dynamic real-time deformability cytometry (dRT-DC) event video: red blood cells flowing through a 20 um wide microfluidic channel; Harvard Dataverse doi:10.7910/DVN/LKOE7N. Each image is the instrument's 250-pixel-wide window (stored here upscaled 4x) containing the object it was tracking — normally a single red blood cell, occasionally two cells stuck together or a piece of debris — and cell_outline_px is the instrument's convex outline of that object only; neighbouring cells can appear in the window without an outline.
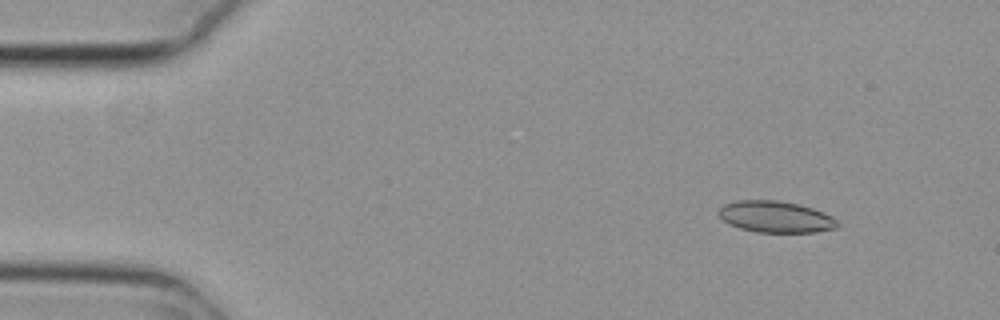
{"species": "common noctule bat (a hibernating species)", "species_latin": "Nyctalus noctula", "temperature_condition": "cold", "stored_images_in_passage": 54, "camera_frame_rate_fps": 3000, "um_per_image_px": 0.085, "animal": {"sex": "female", "body_mass_g": 29.2, "forearm_length_mm": 56.3}, "frame": {"image": 1, "passage_image": 6, "time_ms": 1.667, "image_size_px": [1000, 320], "cell_outline_px": [[840, 224], [836, 228], [816, 232], [756, 232], [740, 228], [728, 224], [716, 212], [724, 204], [736, 200], [776, 200], [800, 204], [824, 212], [832, 216]], "centroid_in_image_um": [65.93, 18.42], "position_along_channel_um": 19.1, "area_um2": 21.91}}
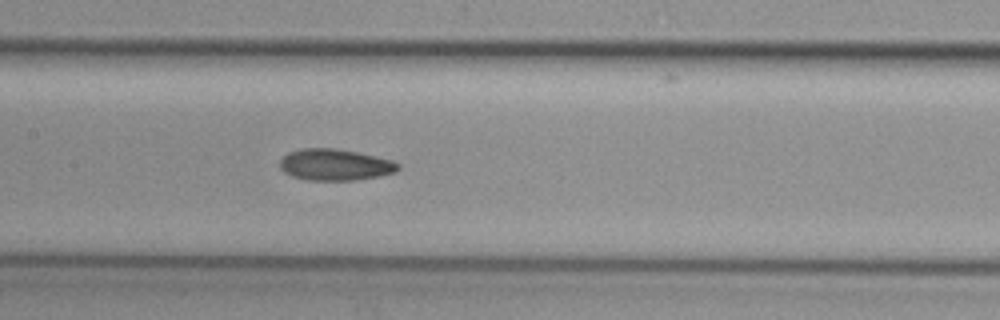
{"frame": {"image": 2, "passage_image": 26, "time_ms": 8.333, "image_size_px": [1000, 320], "cell_outline_px": [[400, 168], [396, 172], [380, 176], [356, 180], [308, 180], [292, 176], [284, 172], [280, 168], [280, 160], [288, 152], [304, 148], [336, 148], [356, 152], [392, 160], [400, 164]], "centroid_in_image_um": [28.49, 14.0], "position_along_channel_um": 178.9, "area_um2": 21.68}}
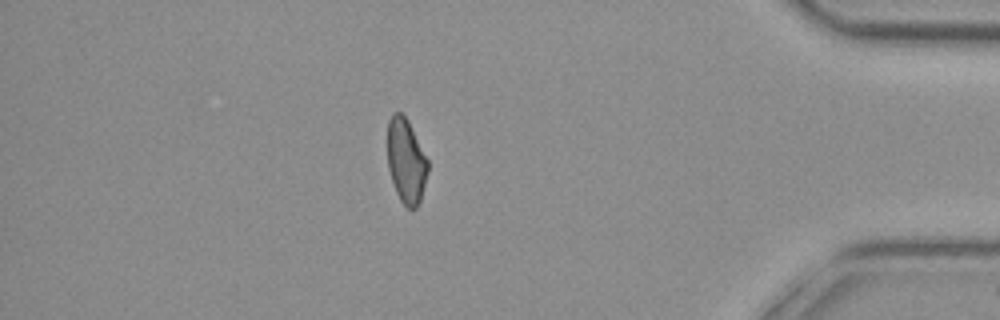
{"frame": {"image": 3, "passage_image": 47, "time_ms": 15.333, "image_size_px": [1000, 320], "cell_outline_px": [[428, 172], [420, 200], [416, 208], [408, 208], [400, 200], [396, 192], [388, 168], [388, 120], [392, 112], [400, 112], [408, 120], [428, 160]], "centroid_in_image_um": [34.51, 13.66], "position_along_channel_um": 400.7, "area_um2": 19.77}, "authors_computed_cell_mechanics": {"area_um2": 21.4149, "velocity_mm_per_s": 3.7831, "shape_relaxation_time_tau1_ms": null, "shape_relaxation_time_tau2_ms": 4.3304, "deformation_change_tau1": null, "deformation_change_tau2": 0.1033}}